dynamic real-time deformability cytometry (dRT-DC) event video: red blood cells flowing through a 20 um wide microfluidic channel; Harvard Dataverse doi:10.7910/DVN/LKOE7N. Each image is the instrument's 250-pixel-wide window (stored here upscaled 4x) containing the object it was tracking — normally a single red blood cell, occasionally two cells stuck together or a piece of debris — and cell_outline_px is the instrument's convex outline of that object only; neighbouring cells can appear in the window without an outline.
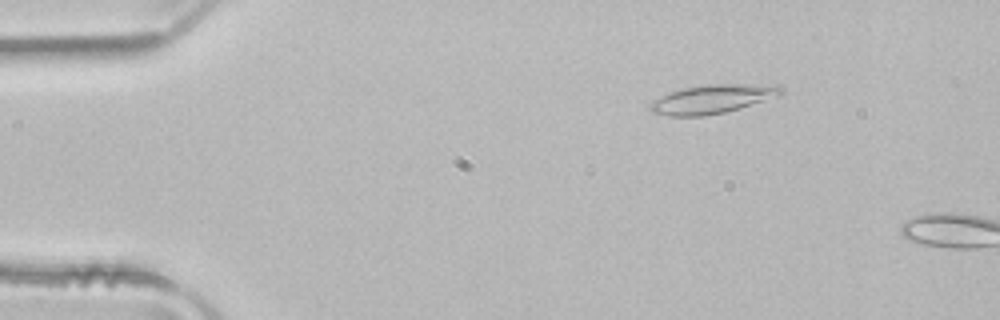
{"species": "common noctule bat (a hibernating species)", "species_latin": "Nyctalus noctula", "temperature_condition": "room temperature", "stored_images_in_passage": 5, "camera_frame_rate_fps": 3000, "um_per_image_px": 0.085, "animal": {"sex": "male", "body_mass_g": 21.5, "forearm_length_mm": 52.0}, "frame": {"image": 1, "passage_image": 3, "time_ms": 0.667, "image_size_px": [1000, 320], "cell_outline_px": [[784, 92], [780, 96], [740, 108], [724, 112], [704, 116], [672, 116], [652, 112], [648, 108], [656, 100], [668, 92], [684, 88], [704, 84], [776, 84]], "centroid_in_image_um": [60.61, 8.41], "position_along_channel_um": 24.4, "area_um2": 21.91}}